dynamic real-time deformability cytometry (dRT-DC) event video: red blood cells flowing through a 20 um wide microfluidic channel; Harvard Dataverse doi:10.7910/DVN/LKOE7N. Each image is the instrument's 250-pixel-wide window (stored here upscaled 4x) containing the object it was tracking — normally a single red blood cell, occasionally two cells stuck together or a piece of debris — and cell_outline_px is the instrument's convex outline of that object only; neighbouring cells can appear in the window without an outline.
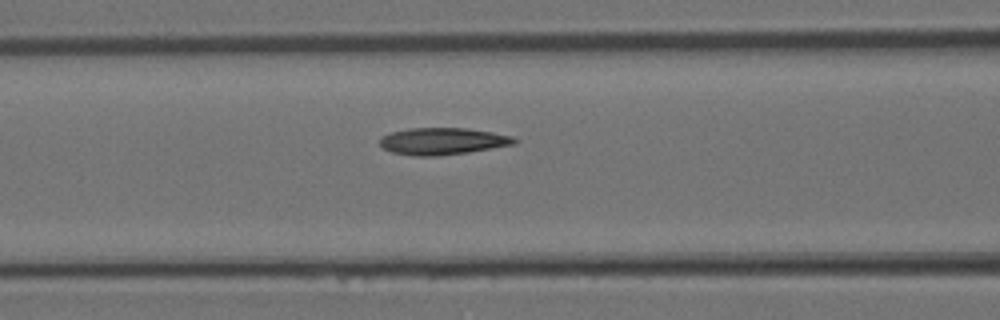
{"species": "Egyptian fruit bat (a non-hibernating species)", "species_latin": "Rousettus aegyptiacus", "temperature_condition": "room temperature", "stored_images_in_passage": 19, "camera_frame_rate_fps": 3000, "um_per_image_px": 0.085, "animal": {"sex": "female"}, "frame": {"image": 1, "passage_image": 4, "time_ms": 1.0, "image_size_px": [1000, 320], "cell_outline_px": [[520, 140], [516, 144], [468, 152], [440, 156], [412, 156], [392, 152], [384, 148], [380, 144], [380, 140], [384, 136], [392, 132], [408, 128], [468, 128], [492, 132], [512, 136]], "centroid_in_image_um": [37.67, 12.0], "position_along_channel_um": 128.9, "area_um2": 21.15}}
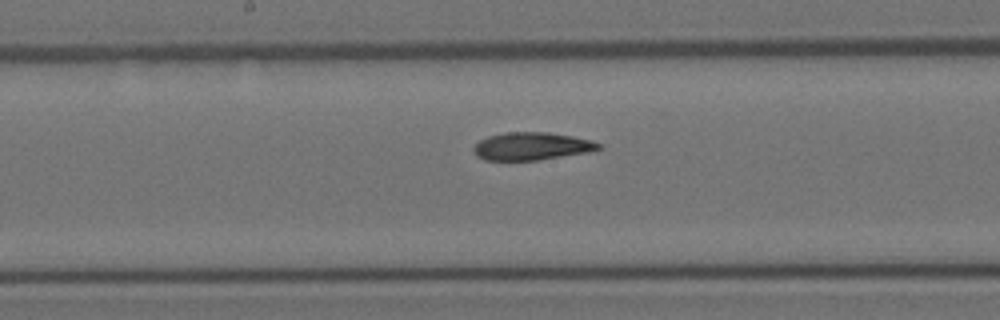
{"frame": {"image": 2, "passage_image": 8, "time_ms": 2.333, "image_size_px": [1000, 320], "cell_outline_px": [[604, 148], [588, 152], [536, 160], [484, 160], [476, 156], [472, 148], [480, 140], [488, 136], [504, 132], [548, 132], [572, 136], [592, 140], [600, 144]], "centroid_in_image_um": [45.18, 12.42], "position_along_channel_um": 203.0, "area_um2": 20.23}}
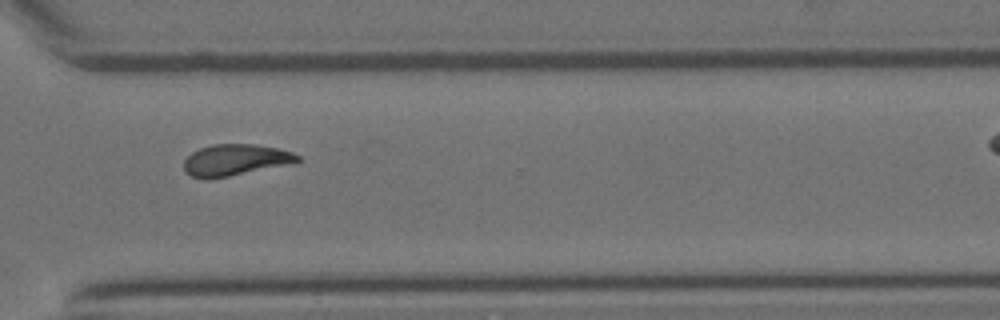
{"frame": {"image": 3, "passage_image": 16, "time_ms": 5.0, "image_size_px": [1000, 320], "cell_outline_px": [[300, 160], [296, 164], [208, 180], [204, 180], [192, 176], [184, 172], [184, 160], [192, 152], [200, 148], [212, 144], [252, 144], [276, 148], [292, 152], [300, 156]], "centroid_in_image_um": [20.02, 13.62], "position_along_channel_um": 350.6, "area_um2": 21.21}}